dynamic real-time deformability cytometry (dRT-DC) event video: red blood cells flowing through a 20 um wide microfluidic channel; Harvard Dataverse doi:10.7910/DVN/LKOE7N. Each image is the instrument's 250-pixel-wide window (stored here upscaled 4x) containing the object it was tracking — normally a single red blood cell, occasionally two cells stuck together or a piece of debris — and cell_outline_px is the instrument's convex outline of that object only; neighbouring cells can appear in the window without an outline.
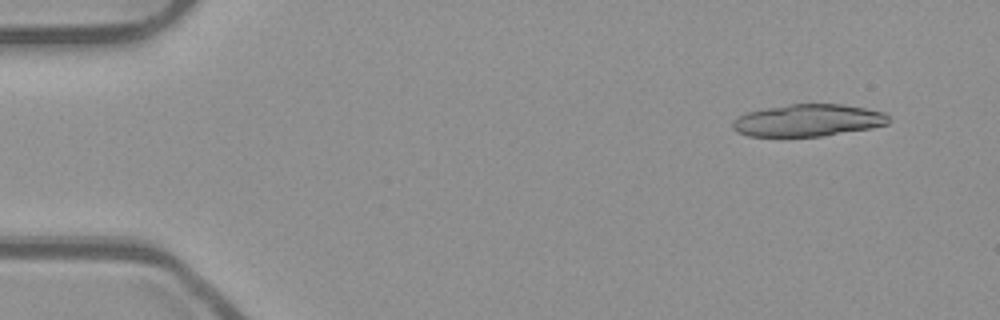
{"species": "common noctule bat (a hibernating species)", "species_latin": "Nyctalus noctula", "temperature_condition": "room temperature", "stored_images_in_passage": 15, "camera_frame_rate_fps": 3000, "um_per_image_px": 0.085, "animal": {"sex": "male", "body_mass_g": 23.1, "forearm_length_mm": 52.7}, "frame": {"image": 1, "passage_image": 1, "time_ms": 0.0, "image_size_px": [1000, 320], "cell_outline_px": [[892, 120], [888, 124], [872, 128], [824, 136], [748, 136], [736, 132], [732, 128], [732, 120], [748, 112], [764, 108], [788, 104], [840, 104], [864, 108], [884, 112]], "centroid_in_image_um": [68.69, 10.23], "position_along_channel_um": 16.3, "area_um2": 29.36}}